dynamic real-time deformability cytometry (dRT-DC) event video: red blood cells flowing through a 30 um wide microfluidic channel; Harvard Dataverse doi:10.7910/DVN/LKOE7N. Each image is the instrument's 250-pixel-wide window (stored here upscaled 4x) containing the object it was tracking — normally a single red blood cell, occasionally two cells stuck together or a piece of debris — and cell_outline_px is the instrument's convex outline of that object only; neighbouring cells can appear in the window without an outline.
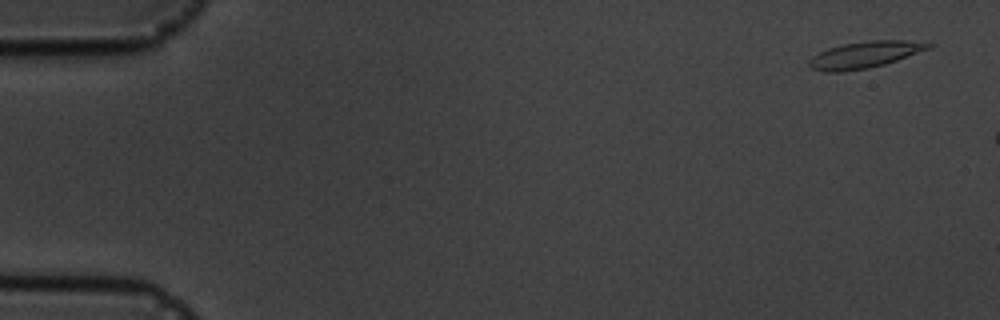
{"species": "common noctule bat (a hibernating species)", "species_latin": "Nyctalus noctula", "temperature_condition": "cold", "stored_images_in_passage": 4, "camera_frame_rate_fps": 3000, "um_per_image_px": 0.085, "animal": {"sex": "male", "body_mass_g": 19.5, "forearm_length_mm": 54.6}, "frame": {"image": 1, "passage_image": 1, "time_ms": 0.0, "image_size_px": [1000, 320], "cell_outline_px": [[936, 44], [932, 48], [884, 64], [868, 68], [840, 72], [824, 72], [812, 68], [808, 64], [808, 60], [812, 56], [828, 48], [844, 44], [868, 40], [932, 40]], "centroid_in_image_um": [73.62, 4.62], "position_along_channel_um": 11.4, "area_um2": 18.84}}